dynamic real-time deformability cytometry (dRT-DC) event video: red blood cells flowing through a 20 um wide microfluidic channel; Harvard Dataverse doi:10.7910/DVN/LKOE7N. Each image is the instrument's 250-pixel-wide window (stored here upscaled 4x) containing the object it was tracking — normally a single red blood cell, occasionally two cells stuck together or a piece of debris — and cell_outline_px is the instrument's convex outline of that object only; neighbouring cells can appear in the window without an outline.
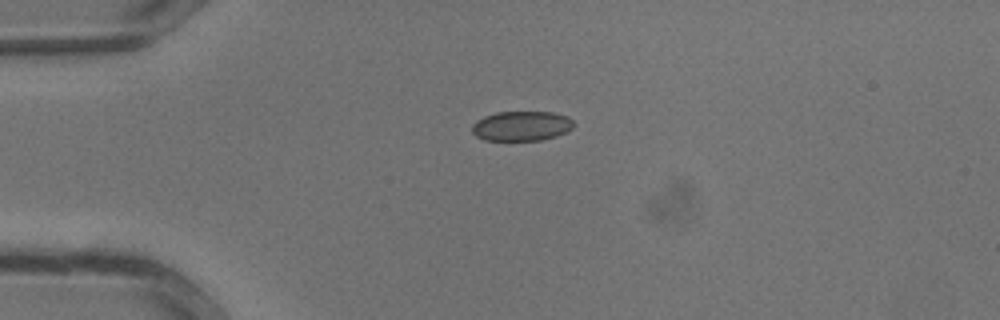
{"species": "common noctule bat (a hibernating species)", "species_latin": "Nyctalus noctula", "temperature_condition": "warm", "stored_images_in_passage": 26, "camera_frame_rate_fps": 3000, "um_per_image_px": 0.085, "animal": {"sex": "male", "body_mass_g": 13.3}, "frame": {"image": 1, "passage_image": 1, "time_ms": 0.0, "image_size_px": [1000, 320], "cell_outline_px": [[572, 128], [568, 132], [556, 136], [540, 140], [484, 140], [476, 136], [472, 132], [472, 124], [476, 120], [484, 116], [496, 112], [552, 112], [568, 116], [572, 120]], "centroid_in_image_um": [44.31, 10.7], "position_along_channel_um": 40.7, "area_um2": 17.69}}
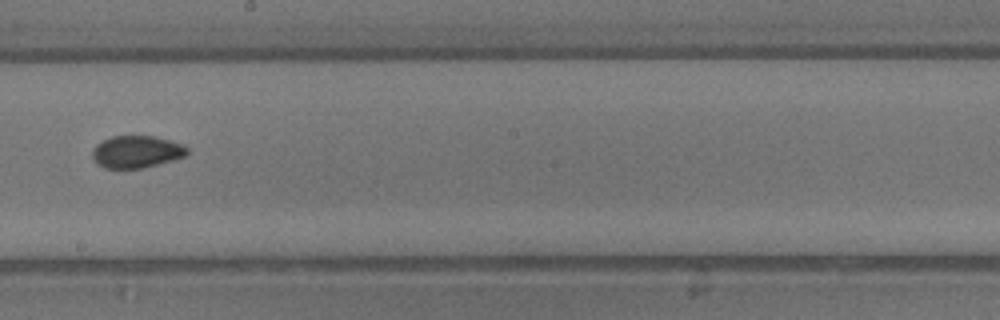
{"frame": {"image": 2, "passage_image": 12, "time_ms": 3.667, "image_size_px": [1000, 320], "cell_outline_px": [[188, 152], [184, 156], [172, 160], [140, 168], [104, 168], [96, 164], [92, 156], [92, 148], [96, 144], [112, 136], [156, 136], [172, 140], [184, 144], [188, 148]], "centroid_in_image_um": [11.59, 12.89], "position_along_channel_um": 236.6, "area_um2": 17.86}}
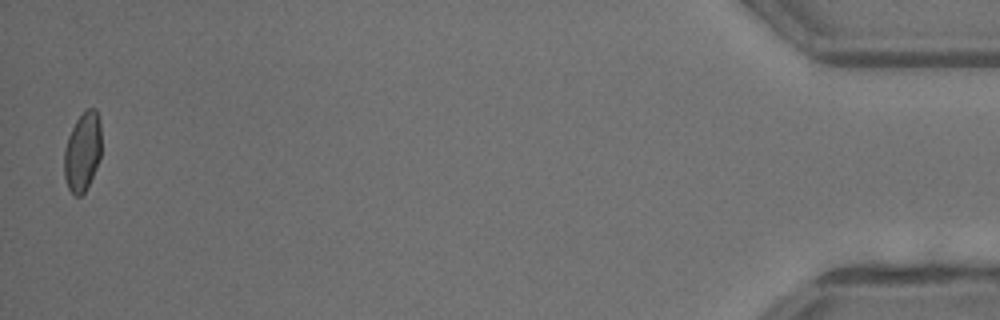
{"frame": {"image": 3, "passage_image": 26, "time_ms": 8.333, "image_size_px": [1000, 320], "cell_outline_px": [[100, 160], [84, 192], [80, 196], [76, 196], [68, 188], [64, 176], [64, 148], [68, 136], [76, 120], [88, 108], [96, 108], [100, 120]], "centroid_in_image_um": [7.01, 12.88], "position_along_channel_um": 428.2, "area_um2": 17.05}}